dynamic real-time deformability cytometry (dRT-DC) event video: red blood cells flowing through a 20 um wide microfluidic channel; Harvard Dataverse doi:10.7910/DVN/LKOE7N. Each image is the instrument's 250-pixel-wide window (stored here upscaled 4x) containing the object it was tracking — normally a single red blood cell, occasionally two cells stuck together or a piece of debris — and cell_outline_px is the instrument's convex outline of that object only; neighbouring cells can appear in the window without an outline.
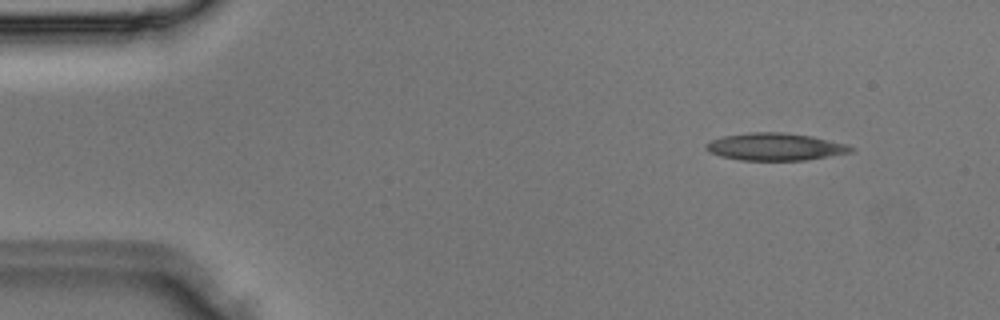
{"species": "Egyptian fruit bat (a non-hibernating species)", "species_latin": "Rousettus aegyptiacus", "temperature_condition": "room temperature", "stored_images_in_passage": 4, "camera_frame_rate_fps": 3000, "um_per_image_px": 0.085, "animal": {"sex": "male"}, "frame": {"image": 1, "passage_image": 2, "time_ms": 0.333, "image_size_px": [1000, 320], "cell_outline_px": [[856, 148], [852, 152], [804, 160], [740, 160], [720, 156], [708, 152], [704, 148], [704, 144], [712, 140], [724, 136], [748, 132], [784, 132], [812, 136], [848, 144]], "centroid_in_image_um": [65.88, 12.47], "position_along_channel_um": 19.1, "area_um2": 23.24}}